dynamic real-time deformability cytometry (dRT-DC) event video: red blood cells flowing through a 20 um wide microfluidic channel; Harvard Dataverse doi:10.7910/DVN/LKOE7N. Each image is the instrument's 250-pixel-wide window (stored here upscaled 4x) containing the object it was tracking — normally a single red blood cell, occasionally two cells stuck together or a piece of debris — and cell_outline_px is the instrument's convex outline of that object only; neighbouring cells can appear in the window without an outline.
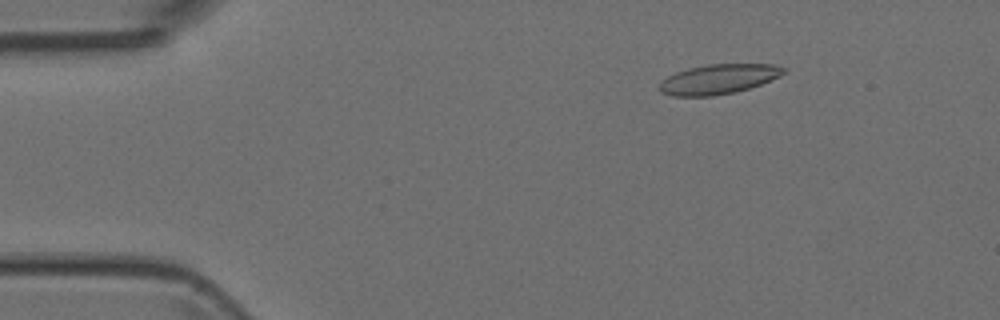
{"species": "Egyptian fruit bat (a non-hibernating species)", "species_latin": "Rousettus aegyptiacus", "temperature_condition": "room temperature", "stored_images_in_passage": 52, "camera_frame_rate_fps": 3000, "um_per_image_px": 0.085, "animal": {"sex": "female"}, "frame": {"image": 1, "passage_image": 8, "time_ms": 2.333, "image_size_px": [1000, 320], "cell_outline_px": [[788, 72], [780, 76], [760, 84], [736, 92], [712, 96], [672, 96], [660, 92], [660, 80], [676, 72], [688, 68], [708, 64], [776, 64], [788, 68]], "centroid_in_image_um": [61.1, 6.72], "position_along_channel_um": 23.9, "area_um2": 21.73}}
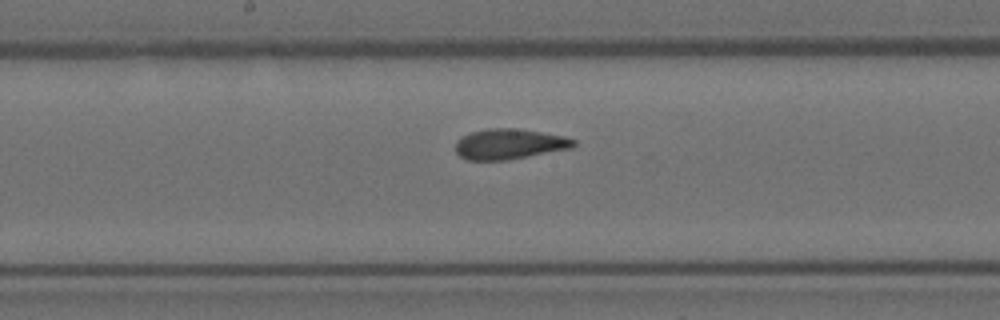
{"frame": {"image": 2, "passage_image": 27, "time_ms": 8.667, "image_size_px": [1000, 320], "cell_outline_px": [[576, 144], [572, 148], [508, 160], [468, 160], [460, 156], [456, 152], [456, 140], [460, 136], [472, 132], [488, 128], [520, 128], [564, 136], [576, 140]], "centroid_in_image_um": [43.29, 12.24], "position_along_channel_um": 204.9, "area_um2": 21.1}}
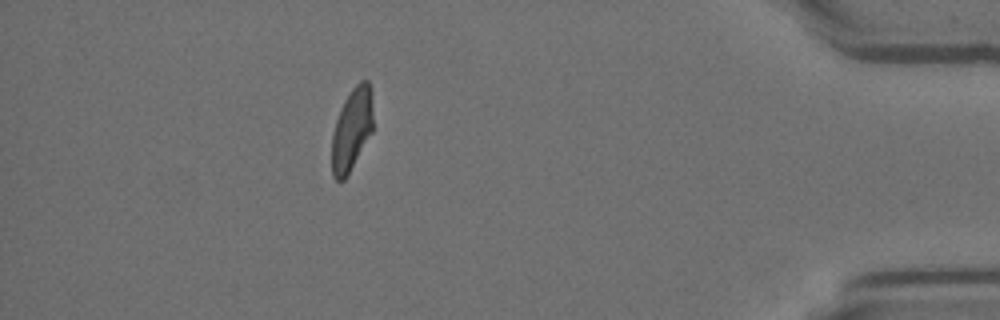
{"frame": {"image": 3, "passage_image": 46, "time_ms": 15.0, "image_size_px": [1000, 320], "cell_outline_px": [[372, 132], [344, 180], [336, 180], [332, 176], [332, 136], [336, 120], [340, 108], [344, 100], [352, 88], [360, 80], [368, 80], [372, 112]], "centroid_in_image_um": [29.88, 11.01], "position_along_channel_um": 405.3, "area_um2": 19.42}}